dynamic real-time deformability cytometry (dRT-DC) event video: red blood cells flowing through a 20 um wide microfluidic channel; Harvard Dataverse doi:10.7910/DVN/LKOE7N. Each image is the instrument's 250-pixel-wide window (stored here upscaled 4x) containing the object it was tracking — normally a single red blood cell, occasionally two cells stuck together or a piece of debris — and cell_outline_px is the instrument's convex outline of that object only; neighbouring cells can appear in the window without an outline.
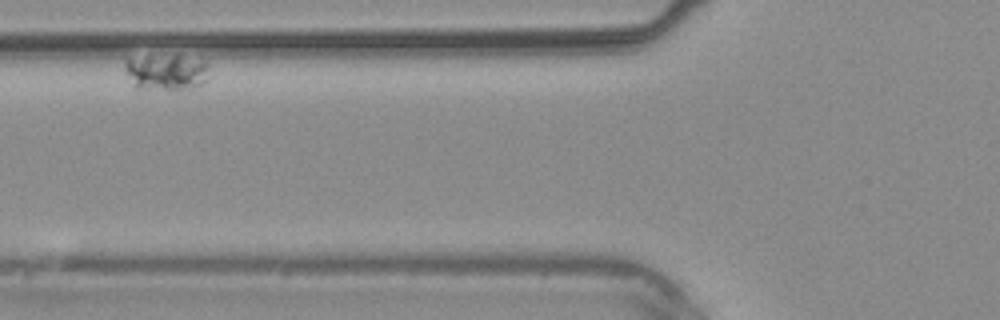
{"species": "common noctule bat (a hibernating species)", "species_latin": "Nyctalus noctula", "temperature_condition": "warm", "stored_images_in_passage": 6, "camera_frame_rate_fps": 3000, "um_per_image_px": 0.085, "animal": {"sex": "male", "body_mass_g": 20.4}, "frame": {"image": 1, "passage_image": 5, "time_ms": 5.667, "image_size_px": [1000, 320], "cell_outline_px": [[208, 80], [204, 84], [184, 88], [136, 88], [128, 76], [124, 64], [124, 60], [148, 56], [176, 56], [204, 60], [208, 64]], "centroid_in_image_um": [14.16, 6.12], "position_along_channel_um": 111.6, "area_um2": 17.17}}